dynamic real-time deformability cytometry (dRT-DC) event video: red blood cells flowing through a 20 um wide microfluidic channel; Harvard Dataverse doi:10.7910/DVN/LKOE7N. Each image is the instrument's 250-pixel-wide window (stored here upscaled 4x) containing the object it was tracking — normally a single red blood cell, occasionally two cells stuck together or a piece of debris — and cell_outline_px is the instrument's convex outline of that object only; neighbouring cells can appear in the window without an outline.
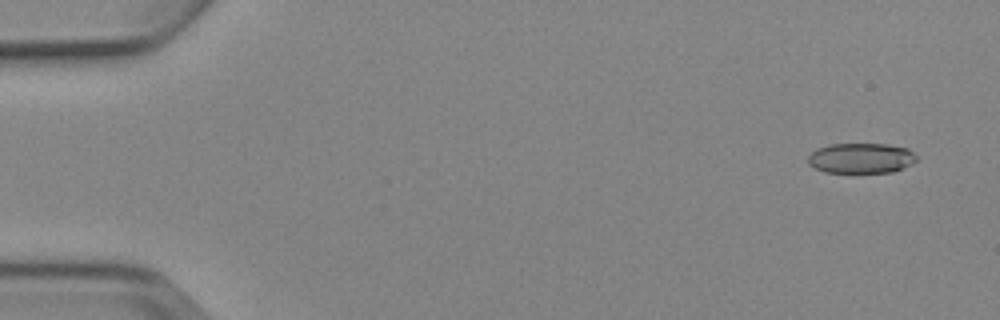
{"species": "Egyptian fruit bat (a non-hibernating species)", "species_latin": "Rousettus aegyptiacus", "temperature_condition": "cold", "stored_images_in_passage": 3, "camera_frame_rate_fps": 3000, "um_per_image_px": 0.085, "animal": {"sex": "female"}, "frame": {"image": 1, "passage_image": 1, "time_ms": 0.0, "image_size_px": [1000, 320], "cell_outline_px": [[916, 160], [912, 164], [904, 168], [892, 172], [824, 172], [808, 164], [808, 156], [816, 148], [832, 144], [884, 144], [908, 148], [916, 156]], "centroid_in_image_um": [73.19, 13.44], "position_along_channel_um": 11.8, "area_um2": 19.07}}